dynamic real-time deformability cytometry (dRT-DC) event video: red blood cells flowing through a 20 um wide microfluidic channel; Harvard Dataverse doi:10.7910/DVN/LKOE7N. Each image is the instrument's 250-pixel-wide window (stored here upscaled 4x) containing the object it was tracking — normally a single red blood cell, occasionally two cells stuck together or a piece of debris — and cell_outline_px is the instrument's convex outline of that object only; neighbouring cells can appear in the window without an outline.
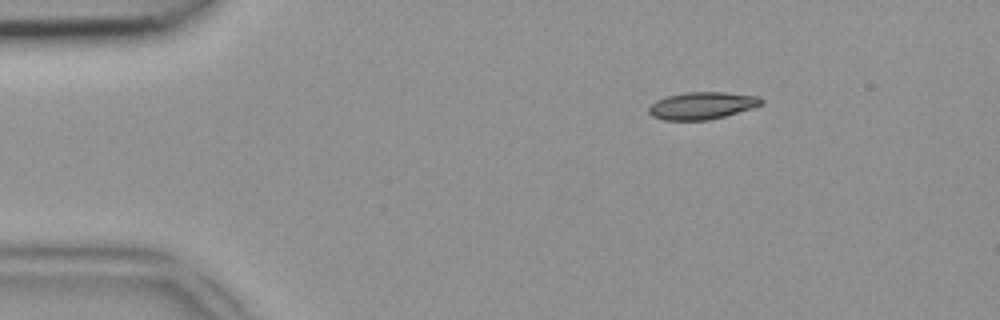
{"species": "common noctule bat (a hibernating species)", "species_latin": "Nyctalus noctula", "temperature_condition": "room temperature", "stored_images_in_passage": 41, "camera_frame_rate_fps": 3000, "um_per_image_px": 0.085, "animal": {"sex": "female", "body_mass_g": 18.4}, "frame": {"image": 1, "passage_image": 1, "time_ms": 0.0, "image_size_px": [1000, 320], "cell_outline_px": [[764, 104], [752, 108], [724, 116], [708, 120], [664, 120], [652, 116], [648, 112], [648, 108], [656, 100], [668, 96], [684, 92], [724, 92], [760, 96], [764, 100]], "centroid_in_image_um": [59.69, 8.97], "position_along_channel_um": 25.3, "area_um2": 17.92}}
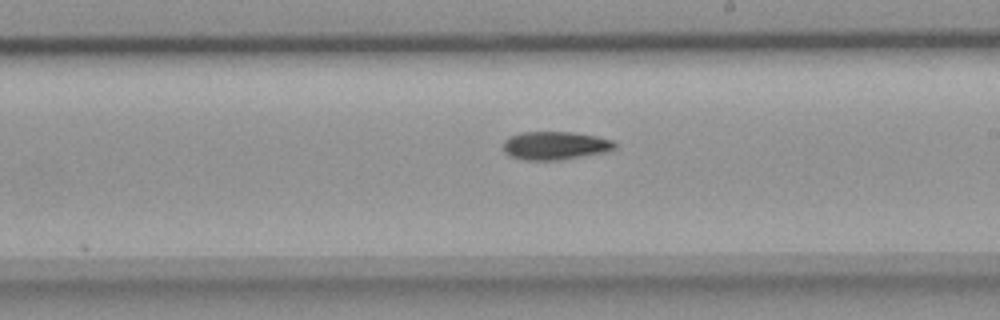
{"frame": {"image": 2, "passage_image": 21, "time_ms": 6.667, "image_size_px": [1000, 320], "cell_outline_px": [[616, 148], [604, 152], [560, 160], [524, 160], [512, 156], [504, 152], [504, 140], [520, 132], [572, 132], [596, 136], [612, 140], [616, 144]], "centroid_in_image_um": [47.19, 12.37], "position_along_channel_um": 241.8, "area_um2": 18.21}}
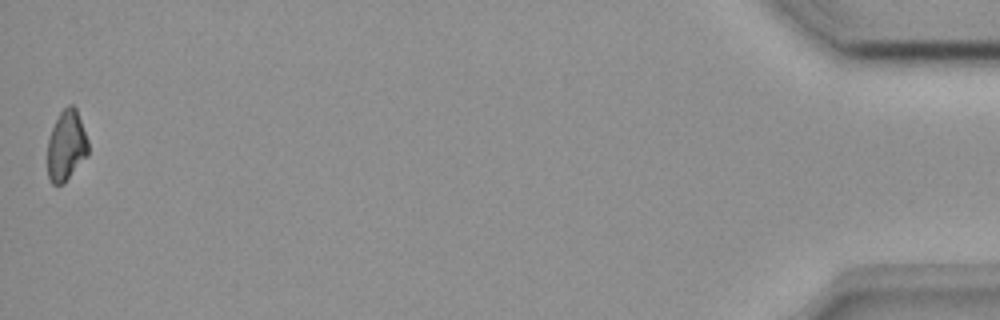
{"frame": {"image": 3, "passage_image": 41, "time_ms": 13.333, "image_size_px": [1000, 320], "cell_outline_px": [[88, 156], [64, 184], [52, 184], [48, 176], [48, 140], [52, 128], [60, 112], [68, 104], [72, 104], [76, 108], [88, 140]], "centroid_in_image_um": [5.65, 12.4], "position_along_channel_um": 429.6, "area_um2": 16.76}}